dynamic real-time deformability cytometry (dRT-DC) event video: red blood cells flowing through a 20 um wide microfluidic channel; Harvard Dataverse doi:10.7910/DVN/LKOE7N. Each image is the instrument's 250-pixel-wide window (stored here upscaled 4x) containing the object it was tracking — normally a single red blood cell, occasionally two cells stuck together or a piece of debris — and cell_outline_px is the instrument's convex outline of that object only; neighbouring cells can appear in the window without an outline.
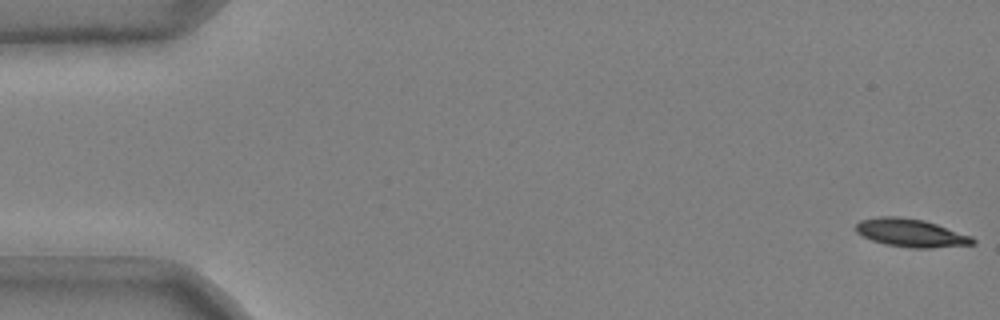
{"species": "common noctule bat (a hibernating species)", "species_latin": "Nyctalus noctula", "temperature_condition": "cold", "stored_images_in_passage": 52, "camera_frame_rate_fps": 3000, "um_per_image_px": 0.085, "animal": {"sex": "male", "body_mass_g": 20.4}, "frame": {"image": 1, "passage_image": 1, "time_ms": 0.0, "image_size_px": [1000, 320], "cell_outline_px": [[976, 244], [932, 248], [908, 248], [884, 244], [872, 240], [856, 232], [856, 224], [860, 220], [880, 216], [896, 216], [924, 220], [972, 236], [976, 240]], "centroid_in_image_um": [77.44, 19.8], "position_along_channel_um": 7.6, "area_um2": 19.19}}
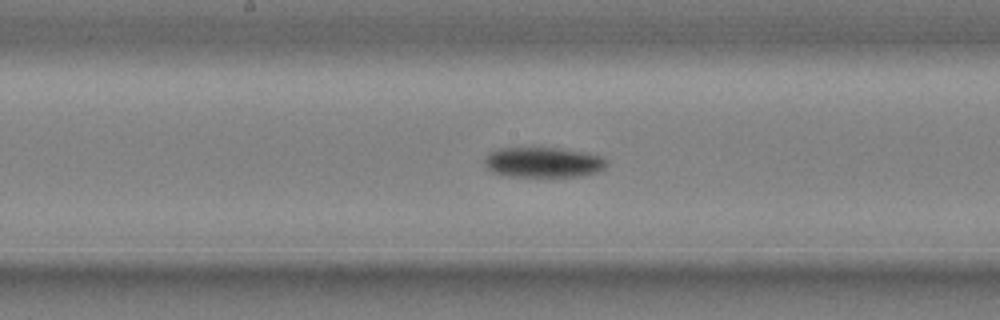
{"frame": {"image": 2, "passage_image": 28, "time_ms": 9.0, "image_size_px": [1000, 320], "cell_outline_px": [[608, 164], [600, 172], [580, 176], [504, 176], [492, 172], [484, 164], [484, 156], [488, 152], [500, 148], [560, 148], [584, 152], [604, 156], [608, 160]], "centroid_in_image_um": [46.19, 13.79], "position_along_channel_um": 202.0, "area_um2": 21.85}}
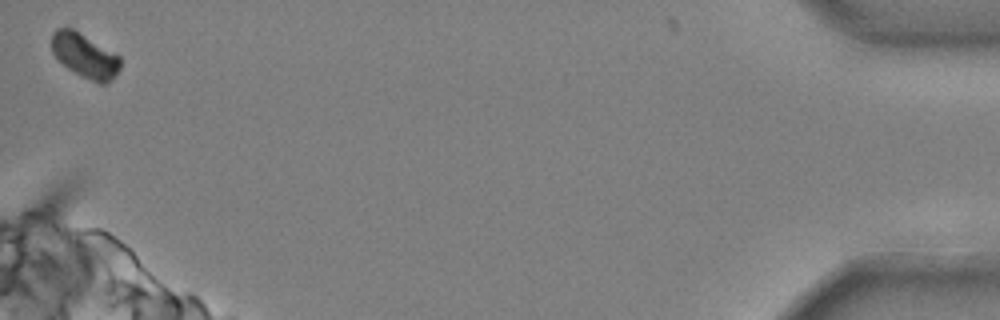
{"frame": {"image": 3, "passage_image": 52, "time_ms": 17.0, "image_size_px": [1000, 320], "cell_outline_px": [[120, 68], [116, 76], [104, 84], [100, 84], [68, 68], [52, 52], [52, 32], [56, 28], [72, 28], [120, 56]], "centroid_in_image_um": [7.22, 4.71], "position_along_channel_um": 428.0, "area_um2": 17.28}, "authors_computed_cell_mechanics": {"area_um2": 20.3167, "velocity_mm_per_s": 3.6824, "shape_relaxation_time_tau1_ms": 3.4039, "shape_relaxation_time_tau2_ms": null, "deformation_change_tau1": 0.1346, "deformation_change_tau2": null}}